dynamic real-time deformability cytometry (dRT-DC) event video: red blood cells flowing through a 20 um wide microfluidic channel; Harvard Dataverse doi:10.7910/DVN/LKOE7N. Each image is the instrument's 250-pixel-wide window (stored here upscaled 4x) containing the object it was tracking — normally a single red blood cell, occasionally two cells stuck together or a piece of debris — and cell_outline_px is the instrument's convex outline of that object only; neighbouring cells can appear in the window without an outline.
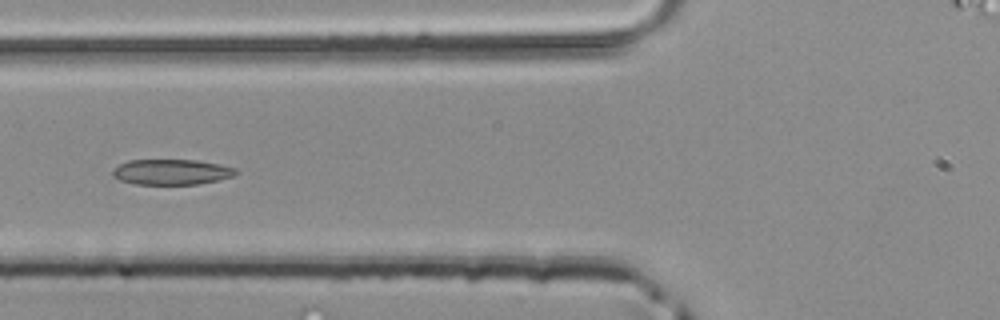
{"species": "common noctule bat (a hibernating species)", "species_latin": "Nyctalus noctula", "temperature_condition": "room temperature", "stored_images_in_passage": 48, "camera_frame_rate_fps": 3000, "um_per_image_px": 0.085, "animal": {"sex": "male", "body_mass_g": 20.4}, "frame": {"image": 1, "passage_image": 18, "time_ms": 5.667, "image_size_px": [1000, 320], "cell_outline_px": [[240, 172], [232, 176], [220, 180], [196, 184], [132, 184], [120, 180], [112, 176], [112, 168], [128, 160], [196, 160], [220, 164], [236, 168]], "centroid_in_image_um": [14.57, 14.62], "position_along_channel_um": 111.2, "area_um2": 18.44}}
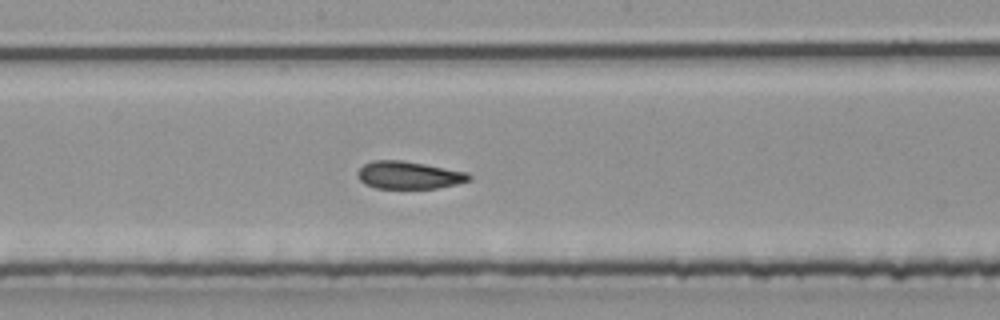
{"frame": {"image": 2, "passage_image": 25, "time_ms": 8.0, "image_size_px": [1000, 320], "cell_outline_px": [[472, 180], [456, 184], [436, 188], [376, 188], [364, 184], [360, 180], [360, 168], [364, 164], [372, 160], [404, 160], [468, 172], [472, 176]], "centroid_in_image_um": [34.8, 14.88], "position_along_channel_um": 213.4, "area_um2": 17.86}}
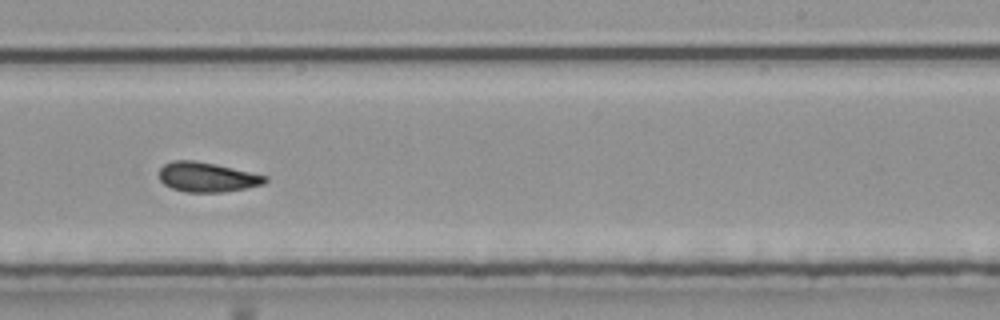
{"frame": {"image": 3, "passage_image": 29, "time_ms": 9.333, "image_size_px": [1000, 320], "cell_outline_px": [[268, 180], [264, 184], [224, 192], [188, 192], [172, 188], [164, 184], [160, 180], [160, 168], [164, 164], [172, 160], [196, 160], [216, 164], [268, 176]], "centroid_in_image_um": [17.6, 15.04], "position_along_channel_um": 271.4, "area_um2": 18.32}}